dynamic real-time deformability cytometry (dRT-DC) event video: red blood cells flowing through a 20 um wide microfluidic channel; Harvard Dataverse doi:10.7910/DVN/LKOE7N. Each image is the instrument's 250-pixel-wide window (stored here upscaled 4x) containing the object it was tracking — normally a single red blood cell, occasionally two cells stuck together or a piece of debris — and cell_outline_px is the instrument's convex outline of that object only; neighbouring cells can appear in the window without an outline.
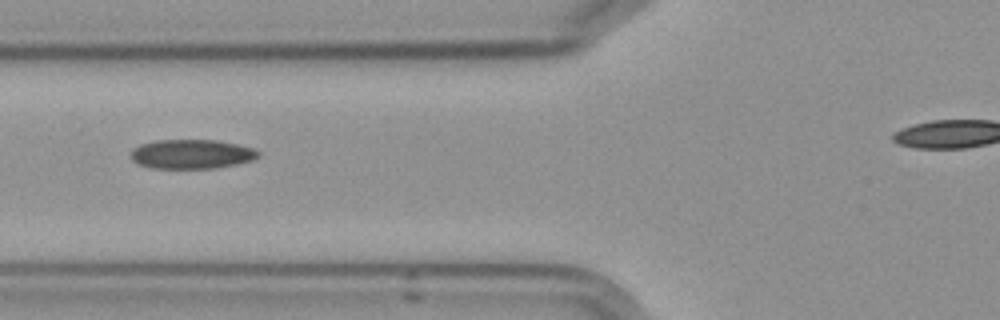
{"species": "Egyptian fruit bat (a non-hibernating species)", "species_latin": "Rousettus aegyptiacus", "temperature_condition": "cold", "stored_images_in_passage": 5, "camera_frame_rate_fps": 3000, "um_per_image_px": 0.085, "frame": {"image": 1, "passage_image": 2, "time_ms": 1.333, "image_size_px": [1000, 320], "cell_outline_px": [[260, 156], [252, 160], [236, 164], [216, 168], [152, 168], [136, 164], [132, 160], [132, 148], [140, 144], [156, 140], [216, 140], [256, 148], [260, 152]], "centroid_in_image_um": [16.29, 13.09], "position_along_channel_um": 109.5, "area_um2": 21.91}}
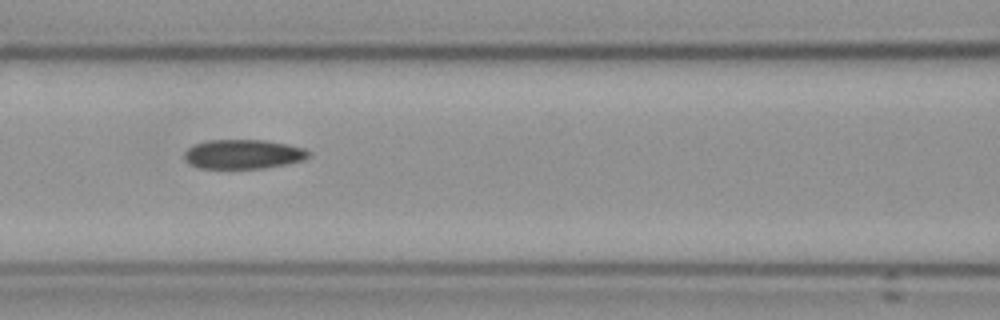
{"frame": {"image": 2, "passage_image": 3, "time_ms": 2.333, "image_size_px": [1000, 320], "cell_outline_px": [[312, 152], [304, 160], [264, 168], [200, 168], [188, 164], [184, 160], [184, 152], [192, 144], [208, 140], [268, 140], [288, 144], [304, 148]], "centroid_in_image_um": [20.65, 13.09], "position_along_channel_um": 146.0, "area_um2": 21.44}}